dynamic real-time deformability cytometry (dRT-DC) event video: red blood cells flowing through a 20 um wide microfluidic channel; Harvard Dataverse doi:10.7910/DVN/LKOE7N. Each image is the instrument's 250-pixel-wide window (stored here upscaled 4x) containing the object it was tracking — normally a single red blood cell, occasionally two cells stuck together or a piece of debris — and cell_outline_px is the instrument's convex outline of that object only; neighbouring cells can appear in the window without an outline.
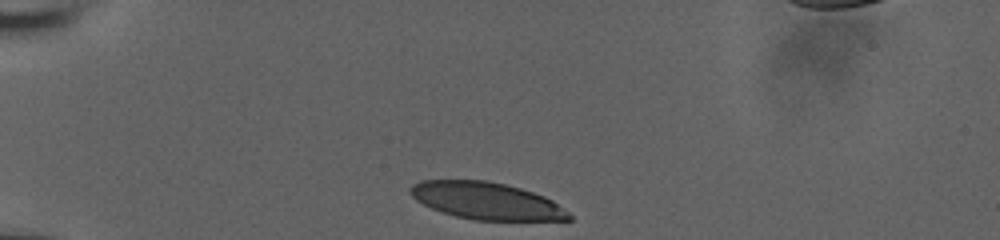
{"species": "human", "species_latin": "Homo sapiens", "temperature_condition": "room temperature", "stored_images_in_passage": 33, "camera_frame_rate_fps": 3000, "um_per_image_px": 0.085, "donor": {"sex": "male"}, "frame": {"image": 1, "passage_image": 1, "time_ms": 0.0, "image_size_px": [1000, 240], "cell_outline_px": [[572, 220], [472, 220], [456, 216], [432, 208], [416, 200], [408, 192], [408, 188], [412, 184], [420, 180], [484, 180], [504, 184], [520, 188], [544, 196], [552, 200], [568, 212], [572, 216]], "centroid_in_image_um": [41.32, 17.07], "position_along_channel_um": 43.7, "area_um2": 34.16}}
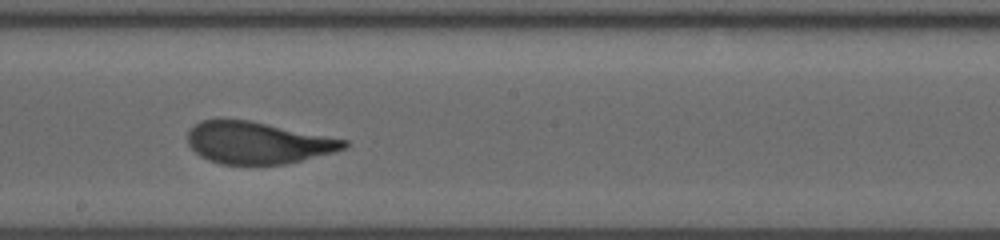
{"frame": {"image": 2, "passage_image": 19, "time_ms": 6.0, "image_size_px": [1000, 240], "cell_outline_px": [[348, 144], [344, 148], [332, 152], [288, 164], [220, 164], [208, 160], [200, 156], [188, 144], [188, 132], [200, 120], [248, 120], [348, 140]], "centroid_in_image_um": [21.89, 12.14], "position_along_channel_um": 226.3, "area_um2": 37.74}}
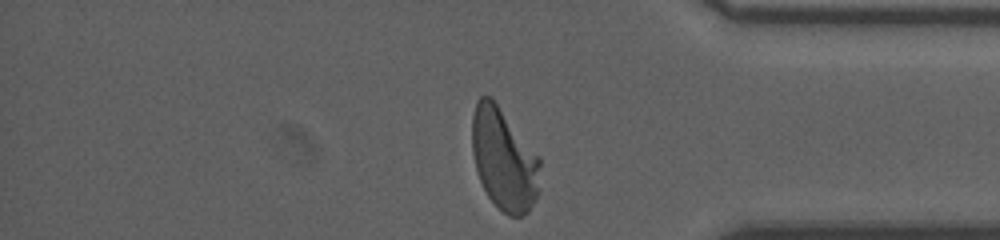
{"frame": {"image": 3, "passage_image": 33, "time_ms": 10.667, "image_size_px": [1000, 240], "cell_outline_px": [[540, 192], [528, 212], [524, 216], [508, 216], [488, 196], [480, 180], [476, 168], [472, 152], [472, 116], [476, 100], [480, 96], [492, 96], [540, 156]], "centroid_in_image_um": [42.86, 13.51], "position_along_channel_um": 392.3, "area_um2": 40.98}, "authors_computed_cell_mechanics": {"area_um2": 38.7838, "velocity_mm_per_s": 3.8321, "shape_relaxation_time_tau1_ms": 3.421, "shape_relaxation_time_tau2_ms": null, "deformation_change_tau1": 0.1861, "deformation_change_tau2": null}}